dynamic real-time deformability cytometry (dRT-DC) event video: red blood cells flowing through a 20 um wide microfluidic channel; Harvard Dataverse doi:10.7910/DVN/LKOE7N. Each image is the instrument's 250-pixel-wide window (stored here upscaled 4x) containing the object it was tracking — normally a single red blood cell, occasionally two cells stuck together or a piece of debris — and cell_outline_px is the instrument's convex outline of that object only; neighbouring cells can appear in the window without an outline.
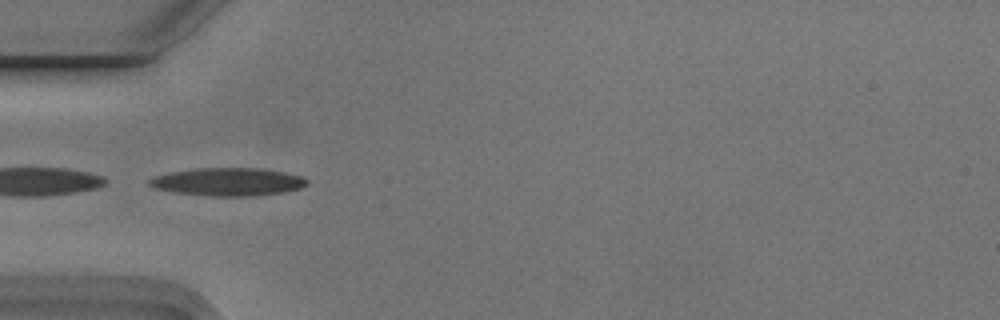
{"species": "Egyptian fruit bat (a non-hibernating species)", "species_latin": "Rousettus aegyptiacus", "temperature_condition": "cold", "stored_images_in_passage": 5, "camera_frame_rate_fps": 3000, "um_per_image_px": 0.085, "animal": {"sex": "male"}, "frame": {"image": 1, "passage_image": 4, "time_ms": 1.0, "image_size_px": [1000, 320], "cell_outline_px": [[308, 184], [300, 188], [284, 192], [252, 196], [208, 196], [172, 192], [152, 188], [148, 184], [148, 180], [156, 176], [168, 172], [196, 168], [256, 168], [284, 172], [300, 176], [308, 180]], "centroid_in_image_um": [19.33, 15.46], "position_along_channel_um": 65.7, "area_um2": 25.78}}